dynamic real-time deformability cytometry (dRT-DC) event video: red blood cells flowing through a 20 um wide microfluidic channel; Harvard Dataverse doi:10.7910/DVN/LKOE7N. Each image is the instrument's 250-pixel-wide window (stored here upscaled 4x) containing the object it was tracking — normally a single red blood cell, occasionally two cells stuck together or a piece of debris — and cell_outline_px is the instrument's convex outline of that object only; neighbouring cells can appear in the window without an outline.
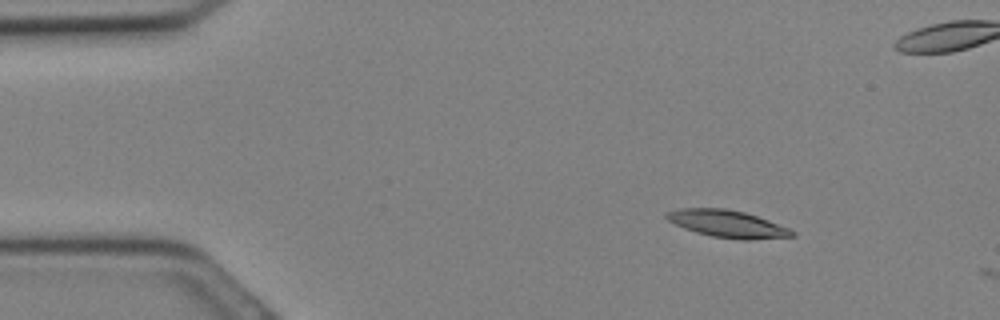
{"species": "Egyptian fruit bat (a non-hibernating species)", "species_latin": "Rousettus aegyptiacus", "temperature_condition": "cold", "stored_images_in_passage": 7, "camera_frame_rate_fps": 3000, "um_per_image_px": 0.085, "animal": {"sex": "female"}, "frame": {"image": 1, "passage_image": 5, "time_ms": 1.333, "image_size_px": [1000, 320], "cell_outline_px": [[796, 236], [748, 240], [744, 240], [712, 236], [696, 232], [684, 228], [668, 220], [664, 216], [668, 212], [680, 208], [724, 208], [744, 212], [768, 220], [788, 228], [796, 232]], "centroid_in_image_um": [61.85, 19.03], "position_along_channel_um": 23.2, "area_um2": 19.71}}